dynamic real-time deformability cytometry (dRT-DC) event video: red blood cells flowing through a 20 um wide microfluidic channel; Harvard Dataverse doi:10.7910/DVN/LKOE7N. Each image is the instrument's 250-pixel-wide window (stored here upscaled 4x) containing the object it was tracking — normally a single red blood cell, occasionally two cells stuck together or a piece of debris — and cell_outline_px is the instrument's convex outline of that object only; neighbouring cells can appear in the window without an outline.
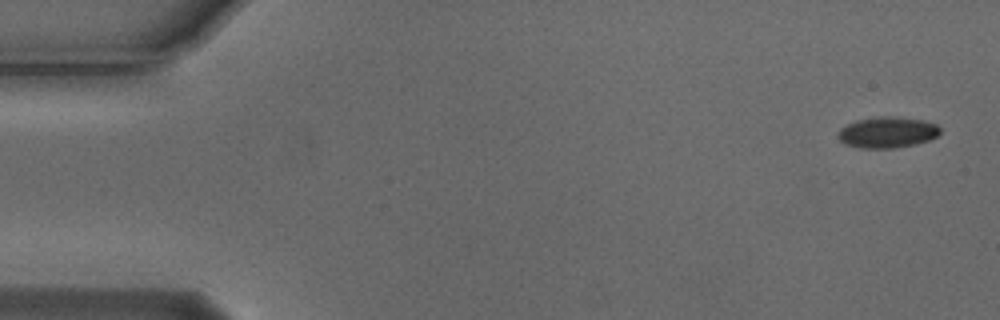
{"species": "Egyptian fruit bat (a non-hibernating species)", "species_latin": "Rousettus aegyptiacus", "temperature_condition": "cold", "stored_images_in_passage": 5, "camera_frame_rate_fps": 3000, "um_per_image_px": 0.085, "animal": {"sex": "male"}, "frame": {"image": 1, "passage_image": 1, "time_ms": 0.0, "image_size_px": [1000, 320], "cell_outline_px": [[940, 132], [936, 136], [928, 140], [916, 144], [892, 148], [860, 148], [844, 144], [836, 136], [836, 132], [840, 128], [856, 120], [884, 116], [920, 120], [936, 124], [940, 128]], "centroid_in_image_um": [75.36, 11.26], "position_along_channel_um": 9.6, "area_um2": 18.26}}
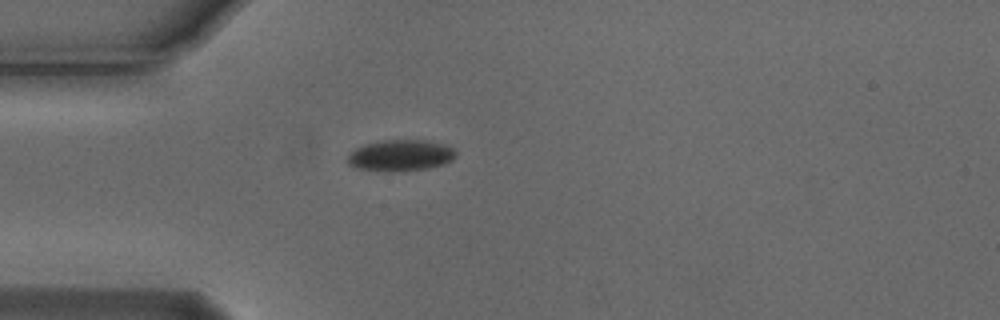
{"frame": {"image": 2, "passage_image": 4, "time_ms": 1.0, "image_size_px": [1000, 320], "cell_outline_px": [[456, 156], [452, 160], [444, 164], [428, 168], [400, 172], [384, 172], [356, 168], [348, 164], [344, 160], [356, 148], [364, 144], [380, 140], [424, 140], [444, 144], [452, 148], [456, 152]], "centroid_in_image_um": [34.01, 13.23], "position_along_channel_um": 51.0, "area_um2": 20.06}}